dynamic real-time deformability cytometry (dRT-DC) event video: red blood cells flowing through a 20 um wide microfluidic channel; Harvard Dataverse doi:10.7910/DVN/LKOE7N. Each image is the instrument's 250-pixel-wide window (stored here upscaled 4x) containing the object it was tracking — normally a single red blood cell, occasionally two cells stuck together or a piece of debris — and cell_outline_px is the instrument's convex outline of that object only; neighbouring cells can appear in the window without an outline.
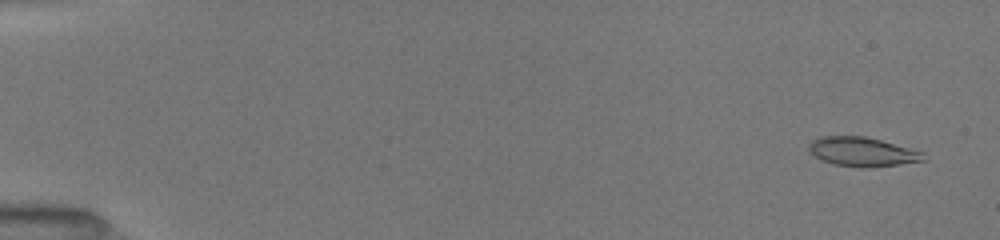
{"species": "common noctule bat (a hibernating species)", "species_latin": "Nyctalus noctula", "temperature_condition": "room temperature", "stored_images_in_passage": 52, "camera_frame_rate_fps": 3000, "um_per_image_px": 0.085, "animal": {"sex": "female", "body_mass_g": 19.5, "forearm_length_mm": 54.1}, "frame": {"image": 1, "passage_image": 3, "time_ms": 0.667, "image_size_px": [1000, 240], "cell_outline_px": [[924, 160], [896, 164], [860, 168], [836, 164], [824, 160], [816, 156], [808, 148], [808, 144], [812, 140], [820, 136], [864, 136], [880, 140], [924, 152]], "centroid_in_image_um": [73.27, 12.88], "position_along_channel_um": 11.7, "area_um2": 19.02}}
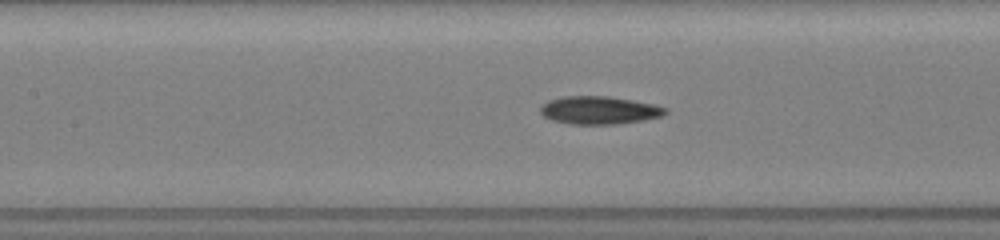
{"frame": {"image": 2, "passage_image": 25, "time_ms": 8.0, "image_size_px": [1000, 240], "cell_outline_px": [[668, 112], [664, 116], [644, 120], [616, 124], [568, 124], [552, 120], [544, 116], [540, 112], [540, 104], [548, 100], [560, 96], [608, 96], [632, 100], [652, 104], [668, 108]], "centroid_in_image_um": [50.92, 9.37], "position_along_channel_um": 156.5, "area_um2": 20.58}}
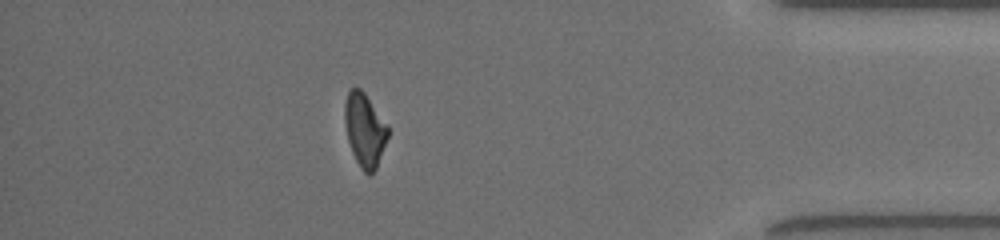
{"frame": {"image": 3, "passage_image": 46, "time_ms": 15.0, "image_size_px": [1000, 240], "cell_outline_px": [[388, 136], [376, 168], [368, 176], [360, 168], [352, 152], [348, 140], [344, 120], [344, 104], [348, 92], [352, 88], [360, 88], [364, 92], [388, 124]], "centroid_in_image_um": [30.99, 11.03], "position_along_channel_um": 404.2, "area_um2": 18.44}, "authors_computed_cell_mechanics": {"area_um2": 19.4208, "velocity_mm_per_s": 4.0479, "shape_relaxation_time_tau1_ms": 4.1292, "shape_relaxation_time_tau2_ms": 4.3235, "deformation_change_tau1": 0.1477, "deformation_change_tau2": 0.1366}}